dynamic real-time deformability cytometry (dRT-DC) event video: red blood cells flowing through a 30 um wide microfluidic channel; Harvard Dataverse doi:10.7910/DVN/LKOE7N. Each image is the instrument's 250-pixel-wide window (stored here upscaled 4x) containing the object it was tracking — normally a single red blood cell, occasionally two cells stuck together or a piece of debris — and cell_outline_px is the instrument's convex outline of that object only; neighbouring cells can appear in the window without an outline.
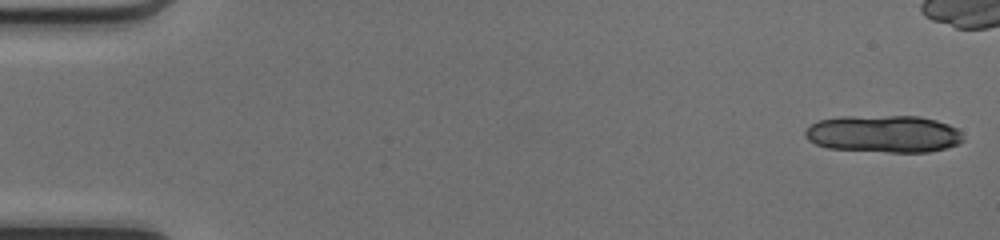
{"species": "common noctule bat (a hibernating species)", "species_latin": "Nyctalus noctula", "temperature_condition": "cold", "stored_images_in_passage": 50, "camera_frame_rate_fps": 3000, "um_per_image_px": 0.085, "animal": {"sex": "female", "body_mass_g": 17.0, "forearm_length_mm": 48.0}, "frame": {"image": 1, "passage_image": 1, "time_ms": 0.0, "image_size_px": [1000, 240], "cell_outline_px": [[964, 140], [956, 144], [944, 148], [928, 152], [888, 152], [828, 148], [816, 144], [808, 140], [804, 132], [812, 124], [820, 120], [844, 116], [920, 116], [936, 120], [948, 124], [956, 128], [960, 132]], "centroid_in_image_um": [75.12, 11.37], "position_along_channel_um": 9.9, "area_um2": 34.16}}
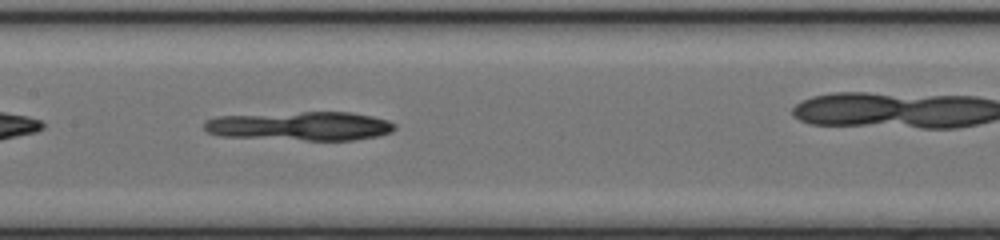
{"frame": {"image": 2, "passage_image": 25, "time_ms": 8.0, "image_size_px": [1000, 240], "cell_outline_px": [[396, 128], [392, 132], [376, 136], [352, 140], [304, 140], [220, 136], [208, 132], [204, 128], [204, 120], [220, 116], [300, 112], [352, 112], [372, 116], [388, 120], [396, 124]], "centroid_in_image_um": [25.55, 10.71], "position_along_channel_um": 181.8, "area_um2": 32.08}}
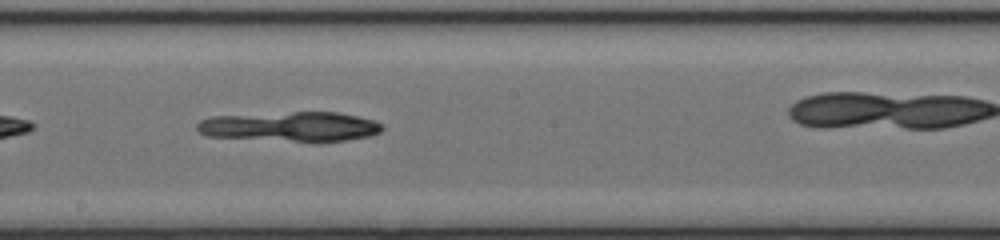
{"frame": {"image": 3, "passage_image": 28, "time_ms": 9.0, "image_size_px": [1000, 240], "cell_outline_px": [[384, 128], [380, 132], [368, 136], [344, 140], [292, 140], [208, 136], [200, 132], [196, 128], [196, 124], [200, 120], [212, 116], [292, 112], [336, 112], [356, 116], [372, 120], [384, 124]], "centroid_in_image_um": [24.68, 10.73], "position_along_channel_um": 223.5, "area_um2": 31.21}}